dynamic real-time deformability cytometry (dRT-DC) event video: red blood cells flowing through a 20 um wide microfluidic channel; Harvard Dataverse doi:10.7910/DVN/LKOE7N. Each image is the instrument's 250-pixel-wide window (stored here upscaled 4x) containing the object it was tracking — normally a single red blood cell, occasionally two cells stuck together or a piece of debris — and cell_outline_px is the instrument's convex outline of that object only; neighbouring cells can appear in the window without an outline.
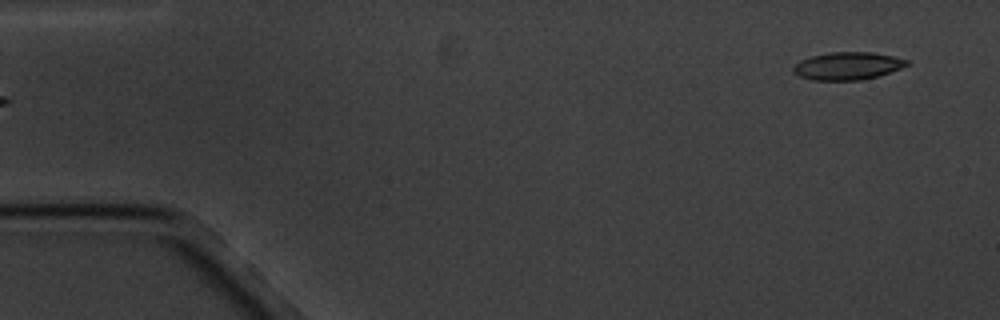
{"species": "common noctule bat (a hibernating species)", "species_latin": "Nyctalus noctula", "temperature_condition": "cold", "stored_images_in_passage": 4, "segment_of_instrument_passage": [2, 2], "camera_frame_rate_fps": 3000, "um_per_image_px": 0.085, "animal": {"sex": "male", "body_mass_g": 20.1, "forearm_length_mm": 53.5}, "frame": {"image": 1, "passage_image": 4, "time_ms": 3.333, "image_size_px": [1000, 320], "cell_outline_px": [[908, 64], [900, 68], [876, 76], [860, 80], [812, 80], [800, 76], [792, 72], [792, 68], [800, 60], [812, 56], [828, 52], [872, 52], [892, 56], [908, 60]], "centroid_in_image_um": [72.0, 5.6], "position_along_channel_um": 13.0, "area_um2": 18.09}}